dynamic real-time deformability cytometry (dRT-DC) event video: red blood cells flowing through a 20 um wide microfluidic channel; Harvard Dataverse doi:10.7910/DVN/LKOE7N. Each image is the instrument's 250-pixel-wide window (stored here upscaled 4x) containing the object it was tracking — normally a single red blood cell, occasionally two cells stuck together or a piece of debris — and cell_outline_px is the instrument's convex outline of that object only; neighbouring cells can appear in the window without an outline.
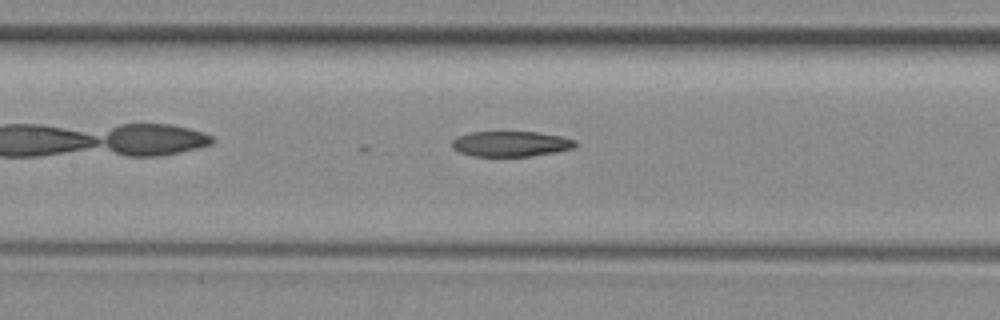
{"species": "common noctule bat (a hibernating species)", "species_latin": "Nyctalus noctula", "temperature_condition": "room temperature", "stored_images_in_passage": 7, "camera_frame_rate_fps": 3000, "um_per_image_px": 0.085, "animal": {"sex": "female", "body_mass_g": 29.2, "forearm_length_mm": 56.3}, "frame": {"image": 1, "passage_image": 7, "time_ms": 8.333, "image_size_px": [1000, 320], "cell_outline_px": [[576, 144], [572, 148], [556, 152], [528, 156], [472, 156], [460, 152], [452, 148], [452, 140], [456, 136], [468, 132], [540, 132], [560, 136], [576, 140]], "centroid_in_image_um": [43.38, 12.22], "position_along_channel_um": 164.0, "area_um2": 18.26}}